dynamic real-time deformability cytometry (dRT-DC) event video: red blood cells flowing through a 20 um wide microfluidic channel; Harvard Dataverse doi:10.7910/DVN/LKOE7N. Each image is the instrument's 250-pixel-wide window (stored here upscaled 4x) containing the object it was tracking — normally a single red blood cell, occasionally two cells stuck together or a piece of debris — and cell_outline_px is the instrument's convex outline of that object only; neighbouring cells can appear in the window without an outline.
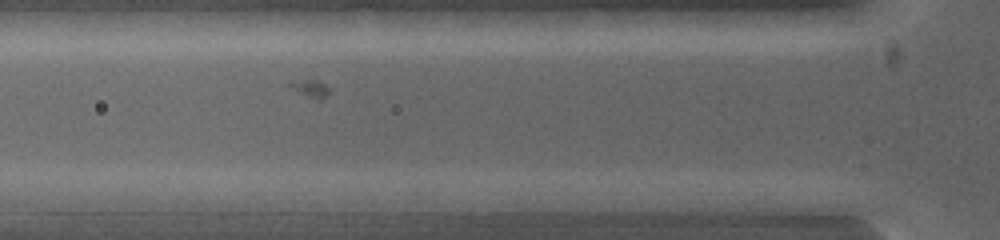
{"species": "common noctule bat (a hibernating species)", "species_latin": "Nyctalus noctula", "temperature_condition": "warm", "stored_images_in_passage": 3, "camera_frame_rate_fps": 5000, "um_per_image_px": 0.085, "animal": {"sex": "female", "body_mass_g": 19.0, "forearm_length_mm": 53.3}, "frame": {"image": 1, "passage_image": 2, "time_ms": 0.4, "image_size_px": [1000, 240], "cell_outline_px": [[604, 200], [540, 212], [508, 212], [492, 200], [500, 192], [584, 192]], "centroid_in_image_um": [46.03, 17.06], "position_along_channel_um": 79.8, "area_um2": 11.91}}